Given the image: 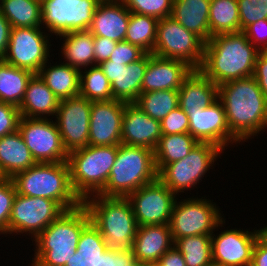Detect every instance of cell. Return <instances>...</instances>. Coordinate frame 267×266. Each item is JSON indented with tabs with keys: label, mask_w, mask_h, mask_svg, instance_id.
I'll use <instances>...</instances> for the list:
<instances>
[{
	"label": "cell",
	"mask_w": 267,
	"mask_h": 266,
	"mask_svg": "<svg viewBox=\"0 0 267 266\" xmlns=\"http://www.w3.org/2000/svg\"><path fill=\"white\" fill-rule=\"evenodd\" d=\"M218 98V85L199 69H193L178 90L179 107L185 113L206 108Z\"/></svg>",
	"instance_id": "obj_25"
},
{
	"label": "cell",
	"mask_w": 267,
	"mask_h": 266,
	"mask_svg": "<svg viewBox=\"0 0 267 266\" xmlns=\"http://www.w3.org/2000/svg\"><path fill=\"white\" fill-rule=\"evenodd\" d=\"M91 103L80 95L59 102L54 120L68 154L89 145Z\"/></svg>",
	"instance_id": "obj_16"
},
{
	"label": "cell",
	"mask_w": 267,
	"mask_h": 266,
	"mask_svg": "<svg viewBox=\"0 0 267 266\" xmlns=\"http://www.w3.org/2000/svg\"><path fill=\"white\" fill-rule=\"evenodd\" d=\"M33 75L0 59V101L19 107Z\"/></svg>",
	"instance_id": "obj_33"
},
{
	"label": "cell",
	"mask_w": 267,
	"mask_h": 266,
	"mask_svg": "<svg viewBox=\"0 0 267 266\" xmlns=\"http://www.w3.org/2000/svg\"><path fill=\"white\" fill-rule=\"evenodd\" d=\"M4 179L3 175L0 172V181H2Z\"/></svg>",
	"instance_id": "obj_55"
},
{
	"label": "cell",
	"mask_w": 267,
	"mask_h": 266,
	"mask_svg": "<svg viewBox=\"0 0 267 266\" xmlns=\"http://www.w3.org/2000/svg\"><path fill=\"white\" fill-rule=\"evenodd\" d=\"M18 131L36 163L68 160L58 126L52 118L21 117Z\"/></svg>",
	"instance_id": "obj_14"
},
{
	"label": "cell",
	"mask_w": 267,
	"mask_h": 266,
	"mask_svg": "<svg viewBox=\"0 0 267 266\" xmlns=\"http://www.w3.org/2000/svg\"><path fill=\"white\" fill-rule=\"evenodd\" d=\"M117 152L118 146L88 145L68 154L71 186L82 202L105 188Z\"/></svg>",
	"instance_id": "obj_7"
},
{
	"label": "cell",
	"mask_w": 267,
	"mask_h": 266,
	"mask_svg": "<svg viewBox=\"0 0 267 266\" xmlns=\"http://www.w3.org/2000/svg\"><path fill=\"white\" fill-rule=\"evenodd\" d=\"M260 51L240 32L212 36L204 48L199 70L216 85L253 76Z\"/></svg>",
	"instance_id": "obj_2"
},
{
	"label": "cell",
	"mask_w": 267,
	"mask_h": 266,
	"mask_svg": "<svg viewBox=\"0 0 267 266\" xmlns=\"http://www.w3.org/2000/svg\"><path fill=\"white\" fill-rule=\"evenodd\" d=\"M102 0H41V27L50 35L88 30Z\"/></svg>",
	"instance_id": "obj_12"
},
{
	"label": "cell",
	"mask_w": 267,
	"mask_h": 266,
	"mask_svg": "<svg viewBox=\"0 0 267 266\" xmlns=\"http://www.w3.org/2000/svg\"><path fill=\"white\" fill-rule=\"evenodd\" d=\"M158 178L154 151L147 147L118 145L105 188L99 193L105 197H127L130 193Z\"/></svg>",
	"instance_id": "obj_6"
},
{
	"label": "cell",
	"mask_w": 267,
	"mask_h": 266,
	"mask_svg": "<svg viewBox=\"0 0 267 266\" xmlns=\"http://www.w3.org/2000/svg\"><path fill=\"white\" fill-rule=\"evenodd\" d=\"M240 31L259 20L267 19V0H237Z\"/></svg>",
	"instance_id": "obj_41"
},
{
	"label": "cell",
	"mask_w": 267,
	"mask_h": 266,
	"mask_svg": "<svg viewBox=\"0 0 267 266\" xmlns=\"http://www.w3.org/2000/svg\"><path fill=\"white\" fill-rule=\"evenodd\" d=\"M242 32L260 52L267 51V19L250 24Z\"/></svg>",
	"instance_id": "obj_46"
},
{
	"label": "cell",
	"mask_w": 267,
	"mask_h": 266,
	"mask_svg": "<svg viewBox=\"0 0 267 266\" xmlns=\"http://www.w3.org/2000/svg\"><path fill=\"white\" fill-rule=\"evenodd\" d=\"M90 221L83 204L63 212L32 240L36 245L30 266H65L75 254L82 230Z\"/></svg>",
	"instance_id": "obj_3"
},
{
	"label": "cell",
	"mask_w": 267,
	"mask_h": 266,
	"mask_svg": "<svg viewBox=\"0 0 267 266\" xmlns=\"http://www.w3.org/2000/svg\"><path fill=\"white\" fill-rule=\"evenodd\" d=\"M225 229L211 235L212 262L218 266H250L261 229Z\"/></svg>",
	"instance_id": "obj_17"
},
{
	"label": "cell",
	"mask_w": 267,
	"mask_h": 266,
	"mask_svg": "<svg viewBox=\"0 0 267 266\" xmlns=\"http://www.w3.org/2000/svg\"><path fill=\"white\" fill-rule=\"evenodd\" d=\"M58 36L63 40L60 51L65 60L63 62L79 70L95 65L94 36L88 30L71 31Z\"/></svg>",
	"instance_id": "obj_30"
},
{
	"label": "cell",
	"mask_w": 267,
	"mask_h": 266,
	"mask_svg": "<svg viewBox=\"0 0 267 266\" xmlns=\"http://www.w3.org/2000/svg\"><path fill=\"white\" fill-rule=\"evenodd\" d=\"M162 135L189 133V119L179 106L161 121Z\"/></svg>",
	"instance_id": "obj_43"
},
{
	"label": "cell",
	"mask_w": 267,
	"mask_h": 266,
	"mask_svg": "<svg viewBox=\"0 0 267 266\" xmlns=\"http://www.w3.org/2000/svg\"><path fill=\"white\" fill-rule=\"evenodd\" d=\"M42 27L11 28L10 39L3 61L38 74L41 67L49 61L51 35ZM50 35V36H49Z\"/></svg>",
	"instance_id": "obj_11"
},
{
	"label": "cell",
	"mask_w": 267,
	"mask_h": 266,
	"mask_svg": "<svg viewBox=\"0 0 267 266\" xmlns=\"http://www.w3.org/2000/svg\"><path fill=\"white\" fill-rule=\"evenodd\" d=\"M211 0H173L171 16L205 43L210 39Z\"/></svg>",
	"instance_id": "obj_27"
},
{
	"label": "cell",
	"mask_w": 267,
	"mask_h": 266,
	"mask_svg": "<svg viewBox=\"0 0 267 266\" xmlns=\"http://www.w3.org/2000/svg\"><path fill=\"white\" fill-rule=\"evenodd\" d=\"M154 266H186L184 256L173 245Z\"/></svg>",
	"instance_id": "obj_50"
},
{
	"label": "cell",
	"mask_w": 267,
	"mask_h": 266,
	"mask_svg": "<svg viewBox=\"0 0 267 266\" xmlns=\"http://www.w3.org/2000/svg\"><path fill=\"white\" fill-rule=\"evenodd\" d=\"M198 143L189 133L162 135L154 150L157 173L166 165L186 157Z\"/></svg>",
	"instance_id": "obj_32"
},
{
	"label": "cell",
	"mask_w": 267,
	"mask_h": 266,
	"mask_svg": "<svg viewBox=\"0 0 267 266\" xmlns=\"http://www.w3.org/2000/svg\"><path fill=\"white\" fill-rule=\"evenodd\" d=\"M148 65V53L136 62L124 65L106 60L99 64L111 83L114 100L135 103L142 93V81Z\"/></svg>",
	"instance_id": "obj_20"
},
{
	"label": "cell",
	"mask_w": 267,
	"mask_h": 266,
	"mask_svg": "<svg viewBox=\"0 0 267 266\" xmlns=\"http://www.w3.org/2000/svg\"><path fill=\"white\" fill-rule=\"evenodd\" d=\"M20 119L17 106L0 101V138L18 131Z\"/></svg>",
	"instance_id": "obj_44"
},
{
	"label": "cell",
	"mask_w": 267,
	"mask_h": 266,
	"mask_svg": "<svg viewBox=\"0 0 267 266\" xmlns=\"http://www.w3.org/2000/svg\"><path fill=\"white\" fill-rule=\"evenodd\" d=\"M162 136L161 122L155 120L134 103L126 104L122 119L121 143L155 150Z\"/></svg>",
	"instance_id": "obj_22"
},
{
	"label": "cell",
	"mask_w": 267,
	"mask_h": 266,
	"mask_svg": "<svg viewBox=\"0 0 267 266\" xmlns=\"http://www.w3.org/2000/svg\"><path fill=\"white\" fill-rule=\"evenodd\" d=\"M218 97L224 105L230 132L241 145L265 132L267 99L253 76L219 85Z\"/></svg>",
	"instance_id": "obj_1"
},
{
	"label": "cell",
	"mask_w": 267,
	"mask_h": 266,
	"mask_svg": "<svg viewBox=\"0 0 267 266\" xmlns=\"http://www.w3.org/2000/svg\"><path fill=\"white\" fill-rule=\"evenodd\" d=\"M127 103L118 100L92 101L89 128L90 146L121 144L122 119Z\"/></svg>",
	"instance_id": "obj_19"
},
{
	"label": "cell",
	"mask_w": 267,
	"mask_h": 266,
	"mask_svg": "<svg viewBox=\"0 0 267 266\" xmlns=\"http://www.w3.org/2000/svg\"><path fill=\"white\" fill-rule=\"evenodd\" d=\"M186 114L189 119V134L199 143L214 144L223 150L234 143L240 145L230 132L224 105L219 98L206 108Z\"/></svg>",
	"instance_id": "obj_18"
},
{
	"label": "cell",
	"mask_w": 267,
	"mask_h": 266,
	"mask_svg": "<svg viewBox=\"0 0 267 266\" xmlns=\"http://www.w3.org/2000/svg\"><path fill=\"white\" fill-rule=\"evenodd\" d=\"M59 99L48 88L45 82L34 74L28 81L23 100L18 107L21 117L48 118L56 116Z\"/></svg>",
	"instance_id": "obj_26"
},
{
	"label": "cell",
	"mask_w": 267,
	"mask_h": 266,
	"mask_svg": "<svg viewBox=\"0 0 267 266\" xmlns=\"http://www.w3.org/2000/svg\"><path fill=\"white\" fill-rule=\"evenodd\" d=\"M205 42L186 30L172 16L158 20L153 55L186 62L199 69L204 56Z\"/></svg>",
	"instance_id": "obj_10"
},
{
	"label": "cell",
	"mask_w": 267,
	"mask_h": 266,
	"mask_svg": "<svg viewBox=\"0 0 267 266\" xmlns=\"http://www.w3.org/2000/svg\"><path fill=\"white\" fill-rule=\"evenodd\" d=\"M253 77L258 82V85L267 99V51L259 52L254 67Z\"/></svg>",
	"instance_id": "obj_48"
},
{
	"label": "cell",
	"mask_w": 267,
	"mask_h": 266,
	"mask_svg": "<svg viewBox=\"0 0 267 266\" xmlns=\"http://www.w3.org/2000/svg\"><path fill=\"white\" fill-rule=\"evenodd\" d=\"M11 179L18 194L54 200L65 211L83 203L72 189L67 161L36 163Z\"/></svg>",
	"instance_id": "obj_5"
},
{
	"label": "cell",
	"mask_w": 267,
	"mask_h": 266,
	"mask_svg": "<svg viewBox=\"0 0 267 266\" xmlns=\"http://www.w3.org/2000/svg\"><path fill=\"white\" fill-rule=\"evenodd\" d=\"M108 248L132 251L138 224L126 197L92 195L82 203Z\"/></svg>",
	"instance_id": "obj_4"
},
{
	"label": "cell",
	"mask_w": 267,
	"mask_h": 266,
	"mask_svg": "<svg viewBox=\"0 0 267 266\" xmlns=\"http://www.w3.org/2000/svg\"><path fill=\"white\" fill-rule=\"evenodd\" d=\"M134 104L148 116L161 122L179 106L178 90L141 93Z\"/></svg>",
	"instance_id": "obj_37"
},
{
	"label": "cell",
	"mask_w": 267,
	"mask_h": 266,
	"mask_svg": "<svg viewBox=\"0 0 267 266\" xmlns=\"http://www.w3.org/2000/svg\"><path fill=\"white\" fill-rule=\"evenodd\" d=\"M63 212L65 210L54 200L17 193L9 218L8 234L25 233L34 240Z\"/></svg>",
	"instance_id": "obj_13"
},
{
	"label": "cell",
	"mask_w": 267,
	"mask_h": 266,
	"mask_svg": "<svg viewBox=\"0 0 267 266\" xmlns=\"http://www.w3.org/2000/svg\"><path fill=\"white\" fill-rule=\"evenodd\" d=\"M16 194L12 179L4 178L0 181V234L4 236L8 234L9 218Z\"/></svg>",
	"instance_id": "obj_42"
},
{
	"label": "cell",
	"mask_w": 267,
	"mask_h": 266,
	"mask_svg": "<svg viewBox=\"0 0 267 266\" xmlns=\"http://www.w3.org/2000/svg\"><path fill=\"white\" fill-rule=\"evenodd\" d=\"M117 42L105 37H94L95 65L108 60L116 48Z\"/></svg>",
	"instance_id": "obj_47"
},
{
	"label": "cell",
	"mask_w": 267,
	"mask_h": 266,
	"mask_svg": "<svg viewBox=\"0 0 267 266\" xmlns=\"http://www.w3.org/2000/svg\"><path fill=\"white\" fill-rule=\"evenodd\" d=\"M138 226L169 225L177 196L159 179L143 185L126 197Z\"/></svg>",
	"instance_id": "obj_15"
},
{
	"label": "cell",
	"mask_w": 267,
	"mask_h": 266,
	"mask_svg": "<svg viewBox=\"0 0 267 266\" xmlns=\"http://www.w3.org/2000/svg\"><path fill=\"white\" fill-rule=\"evenodd\" d=\"M121 251L108 248L101 255L100 266H120Z\"/></svg>",
	"instance_id": "obj_52"
},
{
	"label": "cell",
	"mask_w": 267,
	"mask_h": 266,
	"mask_svg": "<svg viewBox=\"0 0 267 266\" xmlns=\"http://www.w3.org/2000/svg\"><path fill=\"white\" fill-rule=\"evenodd\" d=\"M46 62L38 72L39 77L45 82L48 88L60 100L68 99L79 95L80 70L67 63L52 65ZM48 64V66H47Z\"/></svg>",
	"instance_id": "obj_29"
},
{
	"label": "cell",
	"mask_w": 267,
	"mask_h": 266,
	"mask_svg": "<svg viewBox=\"0 0 267 266\" xmlns=\"http://www.w3.org/2000/svg\"><path fill=\"white\" fill-rule=\"evenodd\" d=\"M250 266H267V240L262 235L255 243Z\"/></svg>",
	"instance_id": "obj_49"
},
{
	"label": "cell",
	"mask_w": 267,
	"mask_h": 266,
	"mask_svg": "<svg viewBox=\"0 0 267 266\" xmlns=\"http://www.w3.org/2000/svg\"><path fill=\"white\" fill-rule=\"evenodd\" d=\"M11 28L9 21L0 12V59L6 54Z\"/></svg>",
	"instance_id": "obj_51"
},
{
	"label": "cell",
	"mask_w": 267,
	"mask_h": 266,
	"mask_svg": "<svg viewBox=\"0 0 267 266\" xmlns=\"http://www.w3.org/2000/svg\"><path fill=\"white\" fill-rule=\"evenodd\" d=\"M146 52L139 46L130 44L127 41L117 42L116 48L114 49L108 60L112 62H118L124 65L136 62L141 59Z\"/></svg>",
	"instance_id": "obj_45"
},
{
	"label": "cell",
	"mask_w": 267,
	"mask_h": 266,
	"mask_svg": "<svg viewBox=\"0 0 267 266\" xmlns=\"http://www.w3.org/2000/svg\"><path fill=\"white\" fill-rule=\"evenodd\" d=\"M209 27L210 38L218 34L240 32L237 0H211Z\"/></svg>",
	"instance_id": "obj_35"
},
{
	"label": "cell",
	"mask_w": 267,
	"mask_h": 266,
	"mask_svg": "<svg viewBox=\"0 0 267 266\" xmlns=\"http://www.w3.org/2000/svg\"><path fill=\"white\" fill-rule=\"evenodd\" d=\"M209 266H218L217 264H214V263H212V264H210Z\"/></svg>",
	"instance_id": "obj_56"
},
{
	"label": "cell",
	"mask_w": 267,
	"mask_h": 266,
	"mask_svg": "<svg viewBox=\"0 0 267 266\" xmlns=\"http://www.w3.org/2000/svg\"><path fill=\"white\" fill-rule=\"evenodd\" d=\"M129 18L130 11L120 0H102L96 8L88 31L94 37L124 41Z\"/></svg>",
	"instance_id": "obj_23"
},
{
	"label": "cell",
	"mask_w": 267,
	"mask_h": 266,
	"mask_svg": "<svg viewBox=\"0 0 267 266\" xmlns=\"http://www.w3.org/2000/svg\"><path fill=\"white\" fill-rule=\"evenodd\" d=\"M262 236L267 240V225L263 228L260 227Z\"/></svg>",
	"instance_id": "obj_54"
},
{
	"label": "cell",
	"mask_w": 267,
	"mask_h": 266,
	"mask_svg": "<svg viewBox=\"0 0 267 266\" xmlns=\"http://www.w3.org/2000/svg\"><path fill=\"white\" fill-rule=\"evenodd\" d=\"M79 95L89 101H109L113 99L111 83L99 65L84 68V71L80 70Z\"/></svg>",
	"instance_id": "obj_38"
},
{
	"label": "cell",
	"mask_w": 267,
	"mask_h": 266,
	"mask_svg": "<svg viewBox=\"0 0 267 266\" xmlns=\"http://www.w3.org/2000/svg\"><path fill=\"white\" fill-rule=\"evenodd\" d=\"M0 12L15 27H41V0H0Z\"/></svg>",
	"instance_id": "obj_34"
},
{
	"label": "cell",
	"mask_w": 267,
	"mask_h": 266,
	"mask_svg": "<svg viewBox=\"0 0 267 266\" xmlns=\"http://www.w3.org/2000/svg\"><path fill=\"white\" fill-rule=\"evenodd\" d=\"M193 68L186 62L148 53V65L142 81V93L179 90Z\"/></svg>",
	"instance_id": "obj_21"
},
{
	"label": "cell",
	"mask_w": 267,
	"mask_h": 266,
	"mask_svg": "<svg viewBox=\"0 0 267 266\" xmlns=\"http://www.w3.org/2000/svg\"><path fill=\"white\" fill-rule=\"evenodd\" d=\"M173 245L169 225L138 226L132 247L133 258L154 266Z\"/></svg>",
	"instance_id": "obj_24"
},
{
	"label": "cell",
	"mask_w": 267,
	"mask_h": 266,
	"mask_svg": "<svg viewBox=\"0 0 267 266\" xmlns=\"http://www.w3.org/2000/svg\"><path fill=\"white\" fill-rule=\"evenodd\" d=\"M120 266H150L133 258L132 251H121Z\"/></svg>",
	"instance_id": "obj_53"
},
{
	"label": "cell",
	"mask_w": 267,
	"mask_h": 266,
	"mask_svg": "<svg viewBox=\"0 0 267 266\" xmlns=\"http://www.w3.org/2000/svg\"><path fill=\"white\" fill-rule=\"evenodd\" d=\"M193 197L175 200L169 221L173 242L183 237L212 235L215 229L225 226V216L213 200Z\"/></svg>",
	"instance_id": "obj_8"
},
{
	"label": "cell",
	"mask_w": 267,
	"mask_h": 266,
	"mask_svg": "<svg viewBox=\"0 0 267 266\" xmlns=\"http://www.w3.org/2000/svg\"><path fill=\"white\" fill-rule=\"evenodd\" d=\"M158 19L144 14L130 12L125 41L139 46L146 53H153Z\"/></svg>",
	"instance_id": "obj_36"
},
{
	"label": "cell",
	"mask_w": 267,
	"mask_h": 266,
	"mask_svg": "<svg viewBox=\"0 0 267 266\" xmlns=\"http://www.w3.org/2000/svg\"><path fill=\"white\" fill-rule=\"evenodd\" d=\"M133 13L152 16L158 20L171 16L173 0H120Z\"/></svg>",
	"instance_id": "obj_40"
},
{
	"label": "cell",
	"mask_w": 267,
	"mask_h": 266,
	"mask_svg": "<svg viewBox=\"0 0 267 266\" xmlns=\"http://www.w3.org/2000/svg\"><path fill=\"white\" fill-rule=\"evenodd\" d=\"M174 246L184 256L186 266H209L212 264L211 235H195L179 238Z\"/></svg>",
	"instance_id": "obj_39"
},
{
	"label": "cell",
	"mask_w": 267,
	"mask_h": 266,
	"mask_svg": "<svg viewBox=\"0 0 267 266\" xmlns=\"http://www.w3.org/2000/svg\"><path fill=\"white\" fill-rule=\"evenodd\" d=\"M36 162L19 131L0 138V172L11 179Z\"/></svg>",
	"instance_id": "obj_28"
},
{
	"label": "cell",
	"mask_w": 267,
	"mask_h": 266,
	"mask_svg": "<svg viewBox=\"0 0 267 266\" xmlns=\"http://www.w3.org/2000/svg\"><path fill=\"white\" fill-rule=\"evenodd\" d=\"M223 152L217 145L198 143L186 157L166 165L158 173V178L176 196L188 192L197 187Z\"/></svg>",
	"instance_id": "obj_9"
},
{
	"label": "cell",
	"mask_w": 267,
	"mask_h": 266,
	"mask_svg": "<svg viewBox=\"0 0 267 266\" xmlns=\"http://www.w3.org/2000/svg\"><path fill=\"white\" fill-rule=\"evenodd\" d=\"M107 249L103 236L90 221L82 230L75 254L65 266H100L101 255Z\"/></svg>",
	"instance_id": "obj_31"
}]
</instances>
